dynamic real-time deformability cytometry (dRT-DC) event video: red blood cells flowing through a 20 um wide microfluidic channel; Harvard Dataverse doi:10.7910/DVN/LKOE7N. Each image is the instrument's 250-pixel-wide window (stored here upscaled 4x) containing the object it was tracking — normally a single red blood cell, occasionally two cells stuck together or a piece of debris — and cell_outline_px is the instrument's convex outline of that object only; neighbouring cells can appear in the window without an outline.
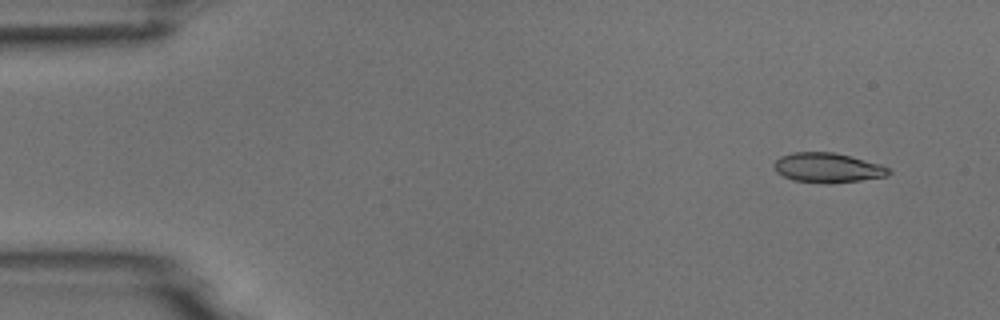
{"species": "common noctule bat (a hibernating species)", "species_latin": "Nyctalus noctula", "temperature_condition": "room temperature", "stored_images_in_passage": 5, "camera_frame_rate_fps": 3000, "um_per_image_px": 0.085, "animal": {"sex": "male", "body_mass_g": 18.8}, "frame": {"image": 1, "passage_image": 2, "time_ms": 1.0, "image_size_px": [1000, 320], "cell_outline_px": [[892, 172], [884, 176], [860, 180], [828, 184], [792, 180], [776, 172], [772, 168], [772, 164], [780, 156], [792, 152], [832, 152], [880, 164], [888, 168]], "centroid_in_image_um": [70.27, 14.26], "position_along_channel_um": 14.7, "area_um2": 19.77}}
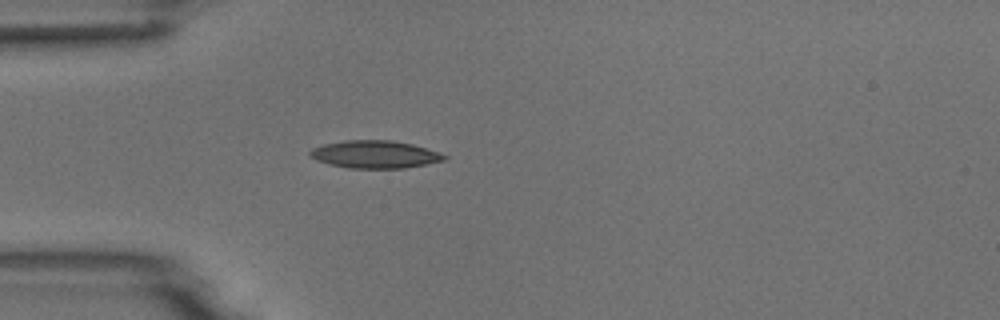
{"frame": {"image": 2, "passage_image": 5, "time_ms": 4.667, "image_size_px": [1000, 320], "cell_outline_px": [[448, 156], [444, 160], [404, 168], [348, 168], [328, 164], [316, 160], [308, 152], [312, 148], [324, 144], [344, 140], [392, 140], [412, 144], [440, 152]], "centroid_in_image_um": [31.85, 13.12], "position_along_channel_um": 53.1, "area_um2": 21.56}}